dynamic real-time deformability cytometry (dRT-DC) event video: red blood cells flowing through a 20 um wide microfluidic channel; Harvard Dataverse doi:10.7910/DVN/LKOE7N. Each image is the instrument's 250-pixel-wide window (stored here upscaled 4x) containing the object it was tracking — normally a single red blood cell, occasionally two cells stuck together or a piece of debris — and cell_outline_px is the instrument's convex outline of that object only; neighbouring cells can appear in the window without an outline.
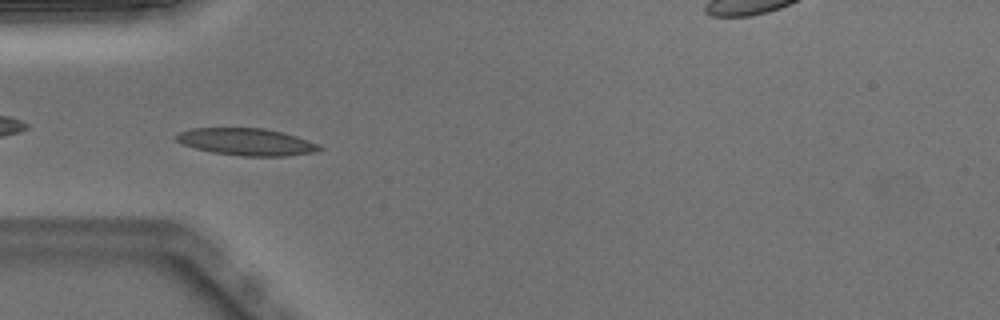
{"species": "Egyptian fruit bat (a non-hibernating species)", "species_latin": "Rousettus aegyptiacus", "temperature_condition": "warm", "stored_images_in_passage": 51, "segment_of_instrument_passage": [1, 2], "camera_frame_rate_fps": 3000, "um_per_image_px": 0.085, "animal": {"sex": "male"}, "frame": {"image": 1, "passage_image": 15, "time_ms": 4.667, "image_size_px": [1000, 320], "cell_outline_px": [[324, 148], [312, 152], [288, 156], [240, 156], [212, 152], [196, 148], [184, 144], [176, 140], [176, 136], [180, 132], [192, 128], [264, 128], [284, 132], [320, 144]], "centroid_in_image_um": [21.0, 12.06], "position_along_channel_um": 64.0, "area_um2": 22.54}}
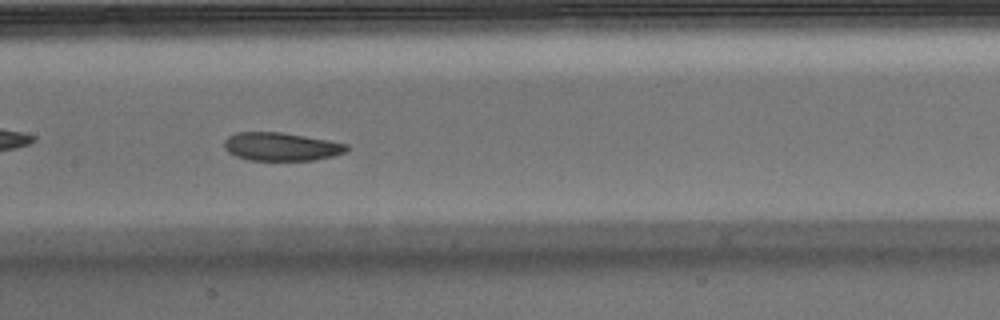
{"frame": {"image": 2, "passage_image": 24, "time_ms": 7.667, "image_size_px": [1000, 320], "cell_outline_px": [[348, 152], [316, 160], [248, 160], [236, 156], [228, 152], [224, 148], [224, 140], [228, 136], [236, 132], [280, 132], [328, 140], [348, 144]], "centroid_in_image_um": [23.9, 12.46], "position_along_channel_um": 183.5, "area_um2": 20.23}}
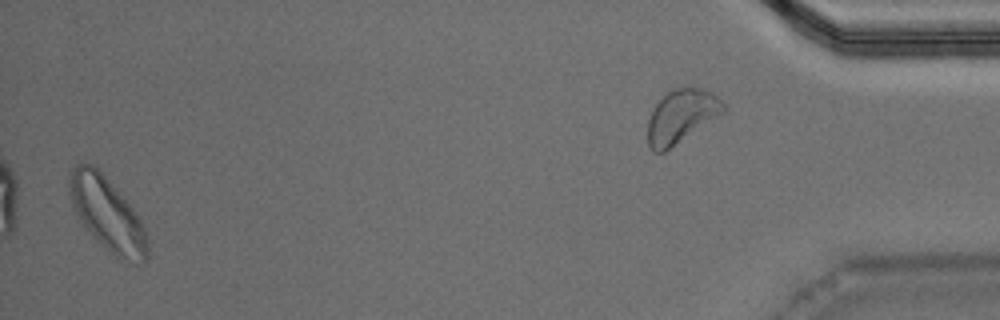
{"frame": {"image": 3, "passage_image": 49, "time_ms": 16.0, "image_size_px": [1000, 320], "cell_outline_px": [[148, 260], [132, 264], [116, 260], [92, 236], [76, 212], [68, 196], [68, 172], [80, 160], [92, 164], [104, 176], [132, 208], [140, 220], [144, 228], [148, 240]], "centroid_in_image_um": [9.09, 18.23], "position_along_channel_um": 426.1, "area_um2": 33.64}}